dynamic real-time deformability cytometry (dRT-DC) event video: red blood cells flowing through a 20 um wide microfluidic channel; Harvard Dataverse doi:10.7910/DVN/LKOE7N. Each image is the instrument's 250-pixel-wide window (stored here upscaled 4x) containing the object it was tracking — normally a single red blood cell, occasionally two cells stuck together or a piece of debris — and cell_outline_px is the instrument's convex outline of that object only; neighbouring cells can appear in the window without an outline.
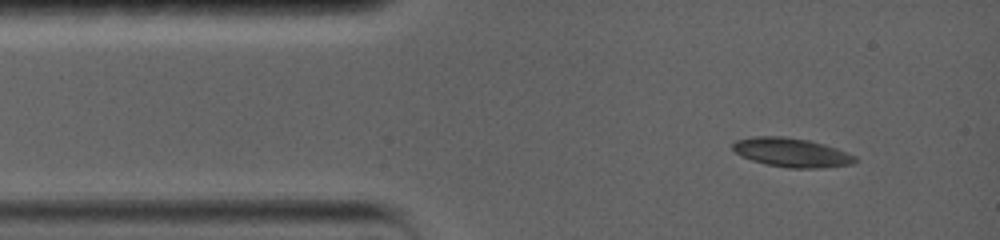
{"species": "common noctule bat (a hibernating species)", "species_latin": "Nyctalus noctula", "temperature_condition": "warm", "stored_images_in_passage": 17, "camera_frame_rate_fps": 5000, "um_per_image_px": 0.085, "animal": {"sex": "female", "body_mass_g": 19.0, "forearm_length_mm": 56.7}, "frame": {"image": 1, "passage_image": 1, "time_ms": 0.0, "image_size_px": [1000, 240], "cell_outline_px": [[856, 160], [852, 164], [824, 168], [788, 168], [768, 164], [752, 160], [740, 156], [732, 148], [732, 144], [736, 140], [756, 136], [784, 136], [808, 140], [824, 144], [836, 148], [856, 156]], "centroid_in_image_um": [67.28, 12.96], "position_along_channel_um": 17.7, "area_um2": 20.63}}
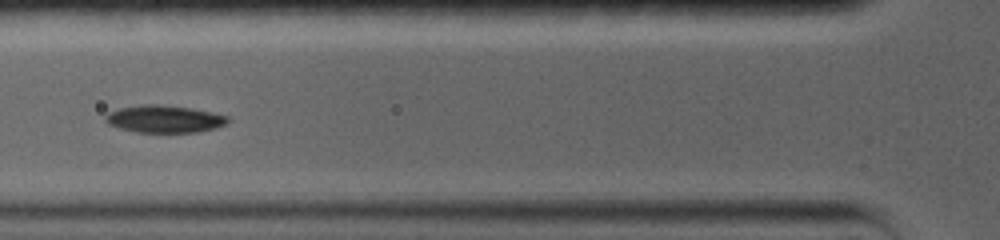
{"frame": {"image": 2, "passage_image": 8, "time_ms": 3.8, "image_size_px": [1000, 240], "cell_outline_px": [[232, 120], [228, 124], [216, 128], [196, 132], [136, 132], [120, 128], [108, 124], [104, 120], [104, 116], [108, 112], [120, 108], [140, 104], [156, 104], [192, 108], [212, 112], [228, 116]], "centroid_in_image_um": [13.99, 10.11], "position_along_channel_um": 111.8, "area_um2": 19.71}}
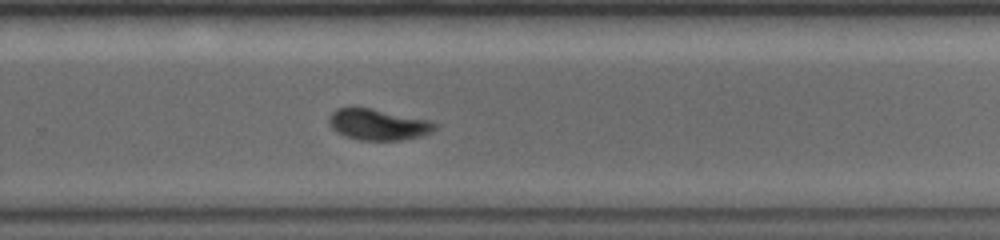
{"frame": {"image": 3, "passage_image": 17, "time_ms": 9.0, "image_size_px": [1000, 240], "cell_outline_px": [[436, 128], [432, 132], [424, 136], [400, 140], [360, 140], [344, 136], [336, 132], [332, 128], [328, 120], [328, 116], [336, 108], [352, 104], [372, 108], [428, 120], [436, 124]], "centroid_in_image_um": [32.07, 10.55], "position_along_channel_um": 297.7, "area_um2": 19.71}}